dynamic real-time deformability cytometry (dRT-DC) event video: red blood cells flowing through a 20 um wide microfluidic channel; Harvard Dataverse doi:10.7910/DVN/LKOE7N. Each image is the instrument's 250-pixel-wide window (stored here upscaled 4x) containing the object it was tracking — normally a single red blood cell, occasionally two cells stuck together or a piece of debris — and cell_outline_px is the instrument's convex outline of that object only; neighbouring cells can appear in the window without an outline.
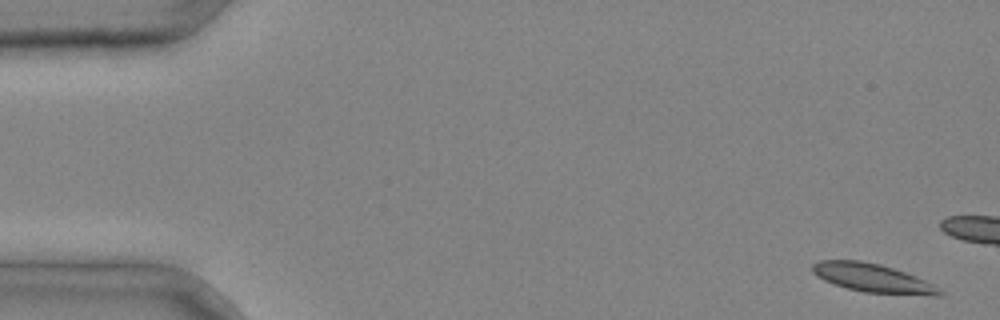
{"species": "common noctule bat (a hibernating species)", "species_latin": "Nyctalus noctula", "temperature_condition": "cold", "stored_images_in_passage": 5, "camera_frame_rate_fps": 3000, "um_per_image_px": 0.085, "animal": {"sex": "male", "body_mass_g": 20.4}, "frame": {"image": 1, "passage_image": 1, "time_ms": 0.0, "image_size_px": [1000, 320], "cell_outline_px": [[944, 292], [940, 296], [932, 296], [864, 292], [848, 288], [824, 280], [816, 276], [812, 272], [812, 264], [820, 260], [860, 260], [880, 264], [916, 276], [940, 288]], "centroid_in_image_um": [74.2, 23.64], "position_along_channel_um": 10.8, "area_um2": 21.15}}